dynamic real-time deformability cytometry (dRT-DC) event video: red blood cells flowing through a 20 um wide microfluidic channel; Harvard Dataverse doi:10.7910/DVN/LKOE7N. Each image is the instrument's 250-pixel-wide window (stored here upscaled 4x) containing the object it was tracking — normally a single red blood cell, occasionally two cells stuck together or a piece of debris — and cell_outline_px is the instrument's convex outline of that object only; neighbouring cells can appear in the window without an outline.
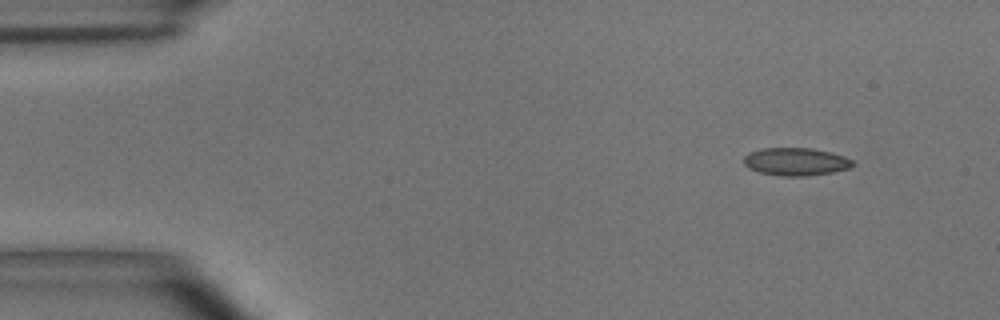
{"species": "common noctule bat (a hibernating species)", "species_latin": "Nyctalus noctula", "temperature_condition": "room temperature", "stored_images_in_passage": 50, "camera_frame_rate_fps": 3000, "um_per_image_px": 0.085, "animal": {"sex": "male", "body_mass_g": 15.6}, "frame": {"image": 1, "passage_image": 1, "time_ms": 0.0, "image_size_px": [1000, 320], "cell_outline_px": [[852, 164], [848, 168], [832, 172], [804, 176], [780, 176], [760, 172], [748, 168], [744, 164], [744, 156], [748, 152], [760, 148], [812, 148], [844, 156], [852, 160]], "centroid_in_image_um": [67.58, 13.73], "position_along_channel_um": 17.4, "area_um2": 17.51}}
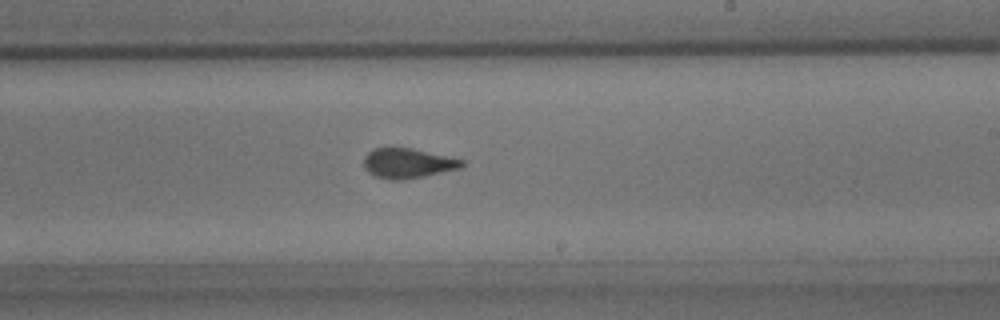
{"frame": {"image": 2, "passage_image": 28, "time_ms": 9.0, "image_size_px": [1000, 320], "cell_outline_px": [[464, 164], [460, 168], [424, 176], [404, 180], [388, 180], [376, 176], [368, 172], [364, 168], [364, 156], [368, 152], [376, 148], [412, 148], [464, 160]], "centroid_in_image_um": [34.64, 13.88], "position_along_channel_um": 254.4, "area_um2": 16.99}}
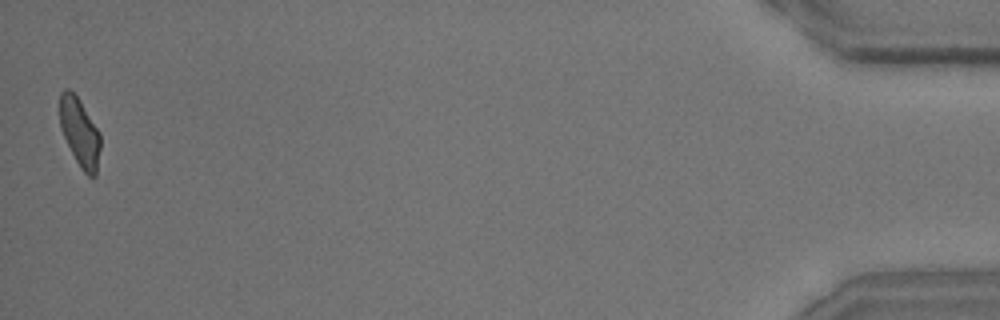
{"frame": {"image": 3, "passage_image": 50, "time_ms": 16.333, "image_size_px": [1000, 320], "cell_outline_px": [[100, 148], [96, 176], [88, 176], [80, 168], [64, 136], [60, 124], [60, 92], [64, 88], [68, 88], [80, 100], [100, 132]], "centroid_in_image_um": [6.79, 11.24], "position_along_channel_um": 428.4, "area_um2": 16.07}, "authors_computed_cell_mechanics": {"area_um2": 17.34, "velocity_mm_per_s": 3.6168, "shape_relaxation_time_tau1_ms": 5.9063, "shape_relaxation_time_tau2_ms": 1.1584, "deformation_change_tau1": 0.1649, "deformation_change_tau2": 0.0801}}